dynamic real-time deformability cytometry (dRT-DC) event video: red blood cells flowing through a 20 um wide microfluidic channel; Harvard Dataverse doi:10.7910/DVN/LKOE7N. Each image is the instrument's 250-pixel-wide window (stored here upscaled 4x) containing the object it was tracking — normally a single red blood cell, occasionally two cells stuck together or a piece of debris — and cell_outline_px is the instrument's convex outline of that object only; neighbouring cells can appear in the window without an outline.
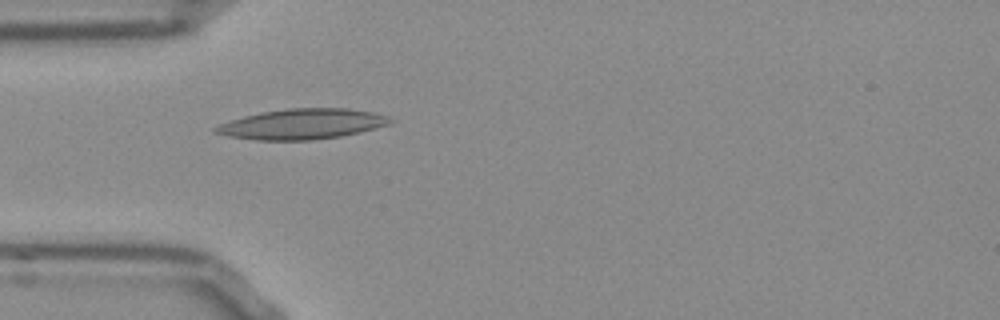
{"species": "Egyptian fruit bat (a non-hibernating species)", "species_latin": "Rousettus aegyptiacus", "temperature_condition": "room temperature", "stored_images_in_passage": 37, "camera_frame_rate_fps": 3000, "um_per_image_px": 0.085, "frame": {"image": 1, "passage_image": 1, "time_ms": 0.0, "image_size_px": [1000, 320], "cell_outline_px": [[392, 120], [388, 124], [376, 128], [360, 132], [340, 136], [312, 140], [256, 140], [228, 136], [212, 132], [212, 128], [220, 124], [244, 116], [260, 112], [288, 108], [348, 108], [376, 112], [388, 116]], "centroid_in_image_um": [25.68, 10.54], "position_along_channel_um": 59.3, "area_um2": 30.92}, "authors_computed_cell_mechanics": {"area_um2": 28.2064, "velocity_mm_per_s": 3.789, "shape_relaxation_time_tau1_ms": null, "shape_relaxation_time_tau2_ms": 7.6801, "deformation_change_tau1": null, "deformation_change_tau2": 0.206}}